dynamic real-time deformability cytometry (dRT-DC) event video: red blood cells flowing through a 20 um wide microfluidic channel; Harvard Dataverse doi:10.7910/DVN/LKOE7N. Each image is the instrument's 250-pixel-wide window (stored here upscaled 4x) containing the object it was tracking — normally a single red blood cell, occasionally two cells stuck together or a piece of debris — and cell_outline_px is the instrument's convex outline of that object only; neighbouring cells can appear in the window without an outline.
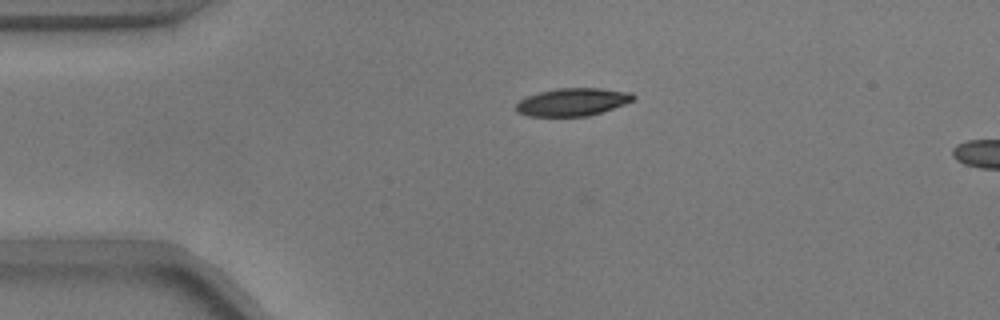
{"species": "common noctule bat (a hibernating species)", "species_latin": "Nyctalus noctula", "temperature_condition": "warm", "stored_images_in_passage": 9, "camera_frame_rate_fps": 3000, "um_per_image_px": 0.085, "animal": {"sex": "male", "body_mass_g": 17.9}, "frame": {"image": 1, "passage_image": 6, "time_ms": 1.667, "image_size_px": [1000, 320], "cell_outline_px": [[636, 96], [632, 100], [624, 104], [588, 116], [528, 116], [516, 112], [516, 104], [520, 100], [528, 96], [540, 92], [560, 88], [600, 88], [632, 92]], "centroid_in_image_um": [48.66, 8.67], "position_along_channel_um": 36.3, "area_um2": 18.79}}